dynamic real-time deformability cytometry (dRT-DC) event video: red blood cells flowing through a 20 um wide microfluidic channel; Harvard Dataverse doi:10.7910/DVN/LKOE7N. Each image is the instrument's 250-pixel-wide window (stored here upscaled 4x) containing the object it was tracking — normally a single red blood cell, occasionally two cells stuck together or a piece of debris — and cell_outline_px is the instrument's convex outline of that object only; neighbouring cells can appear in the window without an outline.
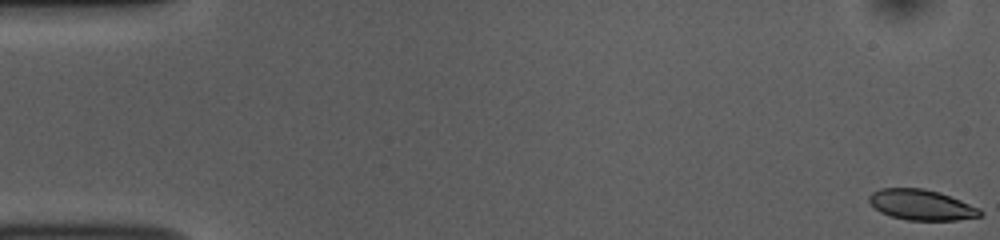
{"species": "common noctule bat (a hibernating species)", "species_latin": "Nyctalus noctula", "temperature_condition": "room temperature", "stored_images_in_passage": 53, "camera_frame_rate_fps": 3000, "um_per_image_px": 0.085, "animal": {"sex": "female", "body_mass_g": 10.0, "forearm_length_mm": 53.1}, "frame": {"image": 1, "passage_image": 1, "time_ms": 0.0, "image_size_px": [1000, 240], "cell_outline_px": [[984, 212], [980, 216], [956, 220], [908, 220], [892, 216], [880, 212], [868, 200], [868, 196], [872, 192], [880, 188], [924, 188], [940, 192], [980, 208]], "centroid_in_image_um": [78.33, 17.4], "position_along_channel_um": 6.7, "area_um2": 19.71}}
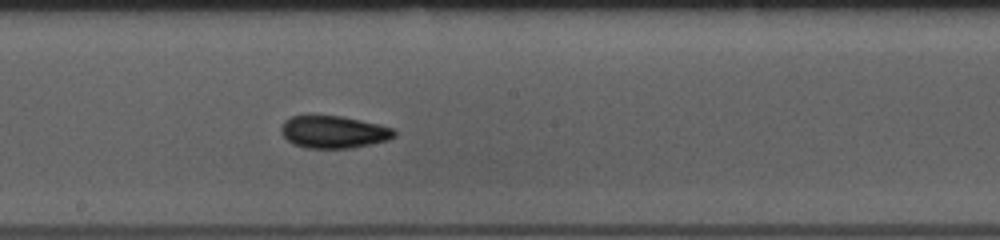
{"frame": {"image": 2, "passage_image": 29, "time_ms": 9.333, "image_size_px": [1000, 240], "cell_outline_px": [[396, 136], [388, 140], [352, 148], [308, 148], [292, 144], [280, 132], [280, 128], [284, 120], [288, 116], [344, 116], [380, 124], [396, 128]], "centroid_in_image_um": [28.38, 11.21], "position_along_channel_um": 219.8, "area_um2": 21.62}}
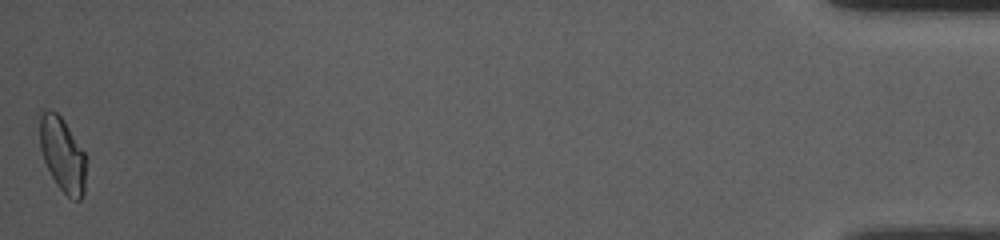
{"frame": {"image": 3, "passage_image": 53, "time_ms": 17.333, "image_size_px": [1000, 240], "cell_outline_px": [[88, 156], [84, 192], [80, 200], [72, 200], [56, 184], [44, 160], [40, 148], [40, 108], [56, 112], [64, 120]], "centroid_in_image_um": [5.35, 13.13], "position_along_channel_um": 429.8, "area_um2": 20.46}, "authors_computed_cell_mechanics": {"area_um2": 20.519, "velocity_mm_per_s": 3.8072, "shape_relaxation_time_tau1_ms": 7.0828, "shape_relaxation_time_tau2_ms": 3.2884, "deformation_change_tau1": 0.1463, "deformation_change_tau2": 0.0669}}